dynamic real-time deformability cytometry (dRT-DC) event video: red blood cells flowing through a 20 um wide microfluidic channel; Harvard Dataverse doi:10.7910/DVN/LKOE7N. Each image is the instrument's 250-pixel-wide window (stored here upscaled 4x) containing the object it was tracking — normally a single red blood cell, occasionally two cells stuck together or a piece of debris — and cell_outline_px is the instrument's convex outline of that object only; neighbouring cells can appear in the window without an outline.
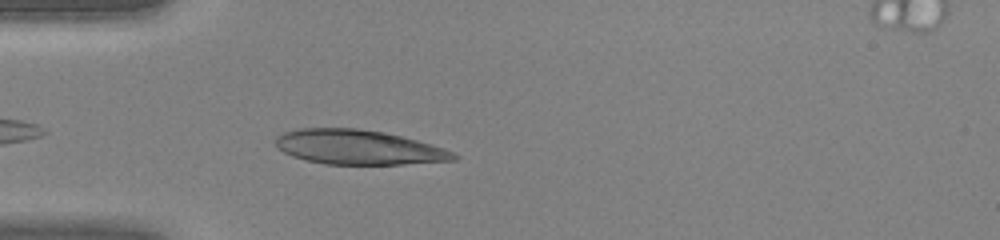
{"species": "human", "species_latin": "Homo sapiens", "temperature_condition": "warm", "stored_images_in_passage": 32, "camera_frame_rate_fps": 3000, "um_per_image_px": 0.085, "donor": {"sex": "female"}, "frame": {"image": 1, "passage_image": 3, "time_ms": 0.667, "image_size_px": [1000, 240], "cell_outline_px": [[460, 156], [456, 160], [404, 164], [324, 164], [304, 160], [292, 156], [276, 148], [276, 136], [284, 132], [300, 128], [356, 128], [384, 132], [416, 140], [444, 148], [456, 152]], "centroid_in_image_um": [30.47, 12.52], "position_along_channel_um": 54.5, "area_um2": 36.01}}
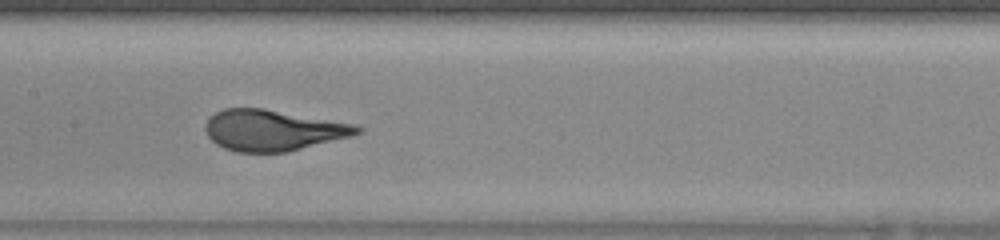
{"frame": {"image": 2, "passage_image": 12, "time_ms": 3.667, "image_size_px": [1000, 240], "cell_outline_px": [[364, 128], [360, 132], [352, 136], [284, 152], [236, 152], [224, 148], [216, 144], [208, 136], [204, 128], [204, 124], [216, 112], [224, 108], [264, 108], [352, 124]], "centroid_in_image_um": [23.16, 11.07], "position_along_channel_um": 184.2, "area_um2": 35.84}}
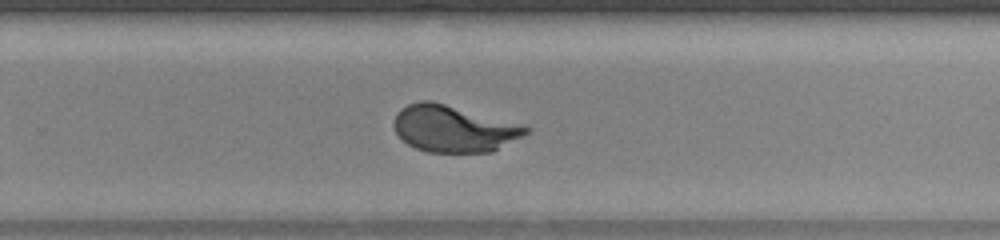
{"frame": {"image": 3, "passage_image": 19, "time_ms": 6.0, "image_size_px": [1000, 240], "cell_outline_px": [[532, 132], [492, 152], [428, 152], [416, 148], [408, 144], [396, 132], [392, 124], [396, 112], [400, 108], [408, 104], [420, 100], [432, 100], [528, 124], [532, 128]], "centroid_in_image_um": [38.65, 10.91], "position_along_channel_um": 291.2, "area_um2": 36.88}}